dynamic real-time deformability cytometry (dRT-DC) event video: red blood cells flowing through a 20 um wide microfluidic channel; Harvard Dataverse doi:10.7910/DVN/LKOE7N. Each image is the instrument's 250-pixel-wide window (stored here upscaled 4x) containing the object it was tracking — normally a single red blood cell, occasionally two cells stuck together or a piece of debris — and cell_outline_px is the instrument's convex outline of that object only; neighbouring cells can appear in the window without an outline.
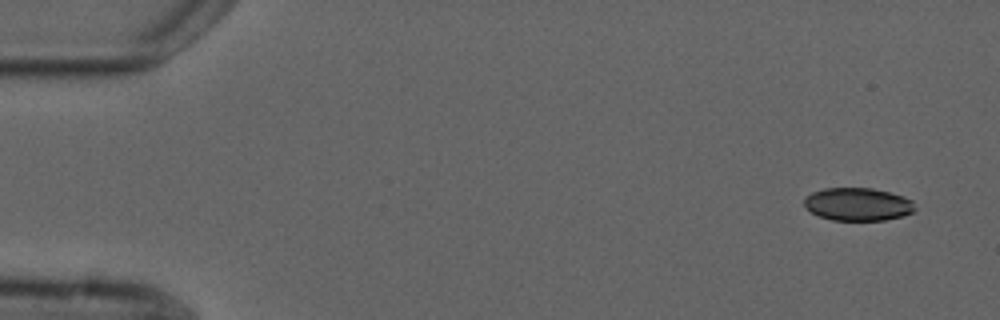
{"species": "common noctule bat (a hibernating species)", "species_latin": "Nyctalus noctula", "temperature_condition": "cold", "stored_images_in_passage": 6, "camera_frame_rate_fps": 3000, "um_per_image_px": 0.085, "animal": {"sex": "male", "forearm_length_mm": 52.5}, "frame": {"image": 1, "passage_image": 1, "time_ms": 0.0, "image_size_px": [1000, 320], "cell_outline_px": [[916, 208], [912, 212], [904, 216], [884, 220], [832, 220], [820, 216], [812, 212], [804, 204], [804, 196], [812, 192], [824, 188], [872, 188], [904, 196], [912, 200]], "centroid_in_image_um": [72.93, 17.35], "position_along_channel_um": 12.1, "area_um2": 21.27}}
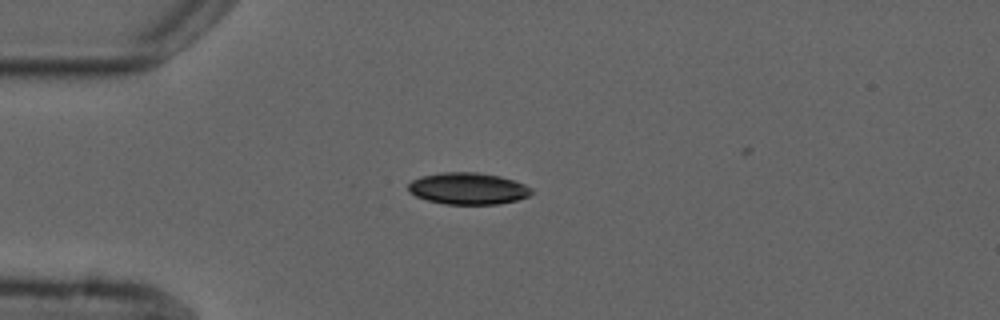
{"frame": {"image": 2, "passage_image": 4, "time_ms": 3.667, "image_size_px": [1000, 320], "cell_outline_px": [[532, 192], [528, 196], [516, 200], [500, 204], [444, 204], [428, 200], [416, 196], [408, 188], [408, 184], [412, 180], [420, 176], [444, 172], [476, 172], [500, 176], [524, 184], [532, 188]], "centroid_in_image_um": [39.78, 16.02], "position_along_channel_um": 45.2, "area_um2": 22.66}}
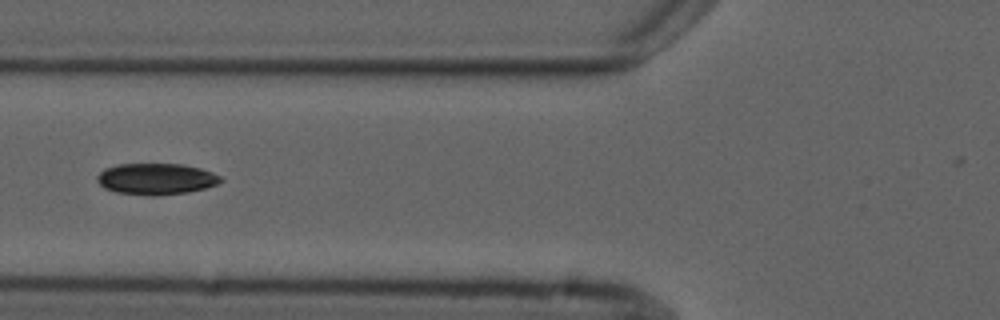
{"frame": {"image": 3, "passage_image": 6, "time_ms": 6.0, "image_size_px": [1000, 320], "cell_outline_px": [[224, 180], [216, 184], [204, 188], [188, 192], [152, 196], [116, 192], [104, 188], [96, 180], [96, 176], [104, 168], [116, 164], [184, 164], [200, 168], [212, 172], [220, 176]], "centroid_in_image_um": [13.25, 15.2], "position_along_channel_um": 112.6, "area_um2": 22.6}}